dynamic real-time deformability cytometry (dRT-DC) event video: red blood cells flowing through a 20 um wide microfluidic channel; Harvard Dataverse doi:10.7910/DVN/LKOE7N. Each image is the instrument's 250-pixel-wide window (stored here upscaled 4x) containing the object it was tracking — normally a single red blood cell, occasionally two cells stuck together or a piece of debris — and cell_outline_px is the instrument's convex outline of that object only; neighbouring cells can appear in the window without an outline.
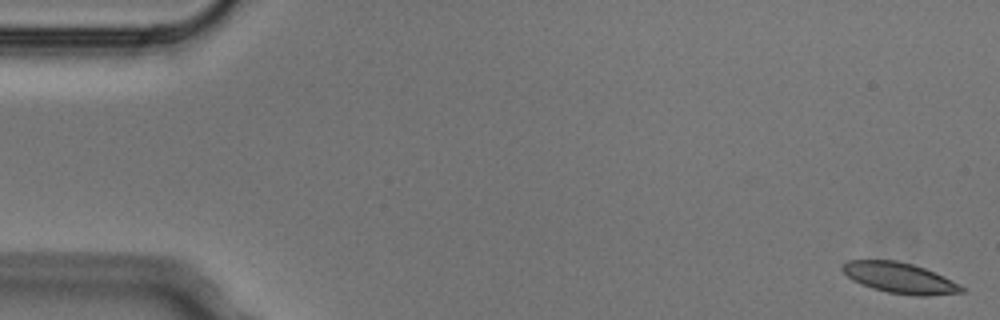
{"species": "Egyptian fruit bat (a non-hibernating species)", "species_latin": "Rousettus aegyptiacus", "temperature_condition": "cold", "stored_images_in_passage": 5, "camera_frame_rate_fps": 3000, "um_per_image_px": 0.085, "animal": {"sex": "male"}, "frame": {"image": 1, "passage_image": 1, "time_ms": 0.0, "image_size_px": [1000, 320], "cell_outline_px": [[964, 292], [928, 296], [916, 296], [888, 292], [872, 288], [860, 284], [852, 280], [840, 268], [840, 264], [848, 260], [896, 260], [912, 264], [924, 268], [944, 276], [960, 284], [964, 288]], "centroid_in_image_um": [76.46, 23.62], "position_along_channel_um": 8.5, "area_um2": 21.39}}
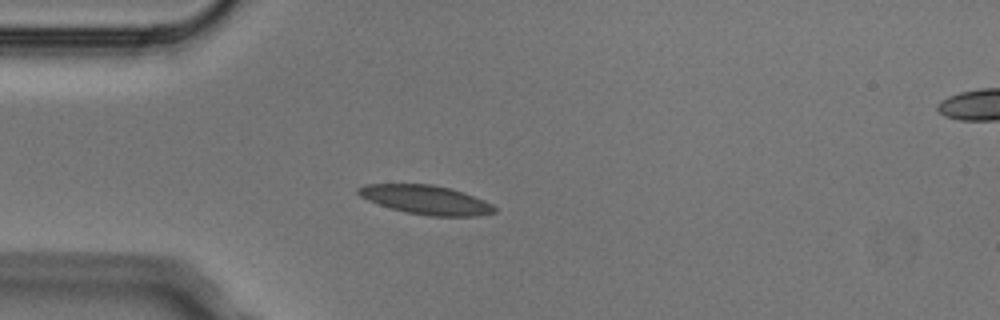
{"frame": {"image": 2, "passage_image": 4, "time_ms": 1.0, "image_size_px": [1000, 320], "cell_outline_px": [[496, 212], [480, 216], [428, 216], [408, 212], [392, 208], [368, 200], [360, 196], [356, 192], [356, 188], [364, 184], [432, 184], [452, 188], [464, 192], [484, 200], [492, 204], [496, 208]], "centroid_in_image_um": [36.23, 16.97], "position_along_channel_um": 48.8, "area_um2": 23.06}}